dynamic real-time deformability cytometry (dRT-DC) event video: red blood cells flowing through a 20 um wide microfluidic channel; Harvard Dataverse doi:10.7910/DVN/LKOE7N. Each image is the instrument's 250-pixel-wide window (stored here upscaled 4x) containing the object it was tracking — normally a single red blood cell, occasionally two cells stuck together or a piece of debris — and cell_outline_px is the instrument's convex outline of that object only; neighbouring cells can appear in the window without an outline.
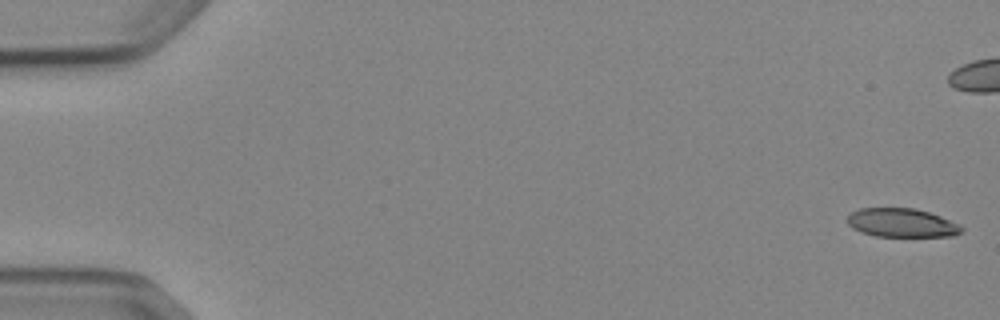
{"species": "Egyptian fruit bat (a non-hibernating species)", "species_latin": "Rousettus aegyptiacus", "temperature_condition": "cold", "stored_images_in_passage": 4, "camera_frame_rate_fps": 3000, "um_per_image_px": 0.085, "animal": {"sex": "female"}, "frame": {"image": 1, "passage_image": 1, "time_ms": 0.0, "image_size_px": [1000, 320], "cell_outline_px": [[964, 228], [960, 232], [952, 236], [876, 236], [860, 232], [852, 228], [848, 224], [848, 216], [852, 212], [860, 208], [916, 208], [940, 216], [960, 224]], "centroid_in_image_um": [76.64, 18.94], "position_along_channel_um": 8.4, "area_um2": 19.07}}